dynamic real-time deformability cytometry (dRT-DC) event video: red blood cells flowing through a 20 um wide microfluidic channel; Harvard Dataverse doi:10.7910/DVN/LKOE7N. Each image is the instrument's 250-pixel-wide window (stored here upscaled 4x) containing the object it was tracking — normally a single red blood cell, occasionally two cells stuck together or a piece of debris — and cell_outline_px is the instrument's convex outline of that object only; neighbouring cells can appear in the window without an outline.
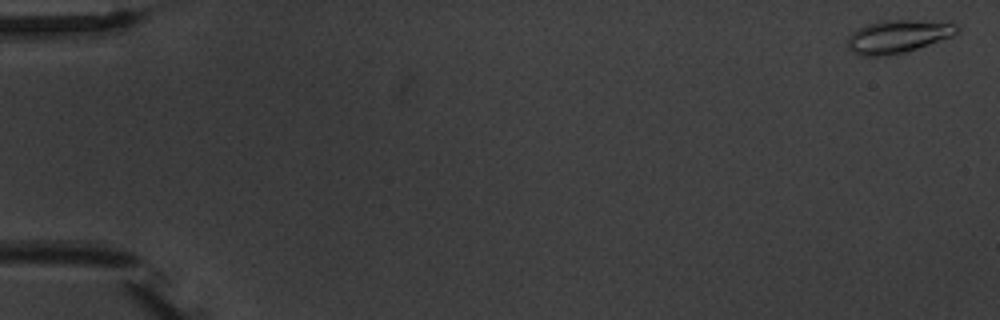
{"species": "common noctule bat (a hibernating species)", "species_latin": "Nyctalus noctula", "temperature_condition": "warm", "stored_images_in_passage": 5, "camera_frame_rate_fps": 3000, "um_per_image_px": 0.085, "animal": {"sex": "male", "body_mass_g": 20.1, "forearm_length_mm": 53.5}, "frame": {"image": 1, "passage_image": 1, "time_ms": 0.0, "image_size_px": [1000, 320], "cell_outline_px": [[960, 28], [952, 36], [904, 52], [888, 56], [860, 56], [852, 52], [848, 48], [848, 36], [852, 32], [868, 24], [884, 20], [916, 20], [956, 24]], "centroid_in_image_um": [76.27, 3.11], "position_along_channel_um": 8.7, "area_um2": 20.75}}
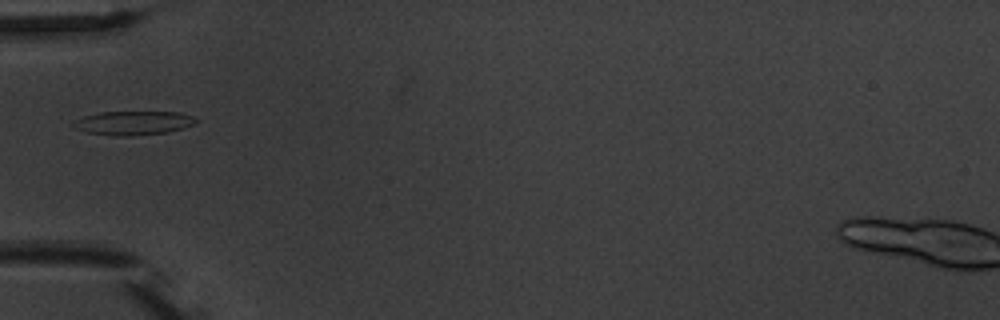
{"frame": {"image": 2, "passage_image": 5, "time_ms": 6.0, "image_size_px": [1000, 320], "cell_outline_px": [[196, 124], [184, 128], [168, 132], [132, 136], [116, 136], [88, 132], [76, 128], [72, 124], [76, 120], [84, 116], [100, 112], [180, 112], [192, 116], [196, 120]], "centroid_in_image_um": [11.37, 10.45], "position_along_channel_um": 73.6, "area_um2": 16.99}}